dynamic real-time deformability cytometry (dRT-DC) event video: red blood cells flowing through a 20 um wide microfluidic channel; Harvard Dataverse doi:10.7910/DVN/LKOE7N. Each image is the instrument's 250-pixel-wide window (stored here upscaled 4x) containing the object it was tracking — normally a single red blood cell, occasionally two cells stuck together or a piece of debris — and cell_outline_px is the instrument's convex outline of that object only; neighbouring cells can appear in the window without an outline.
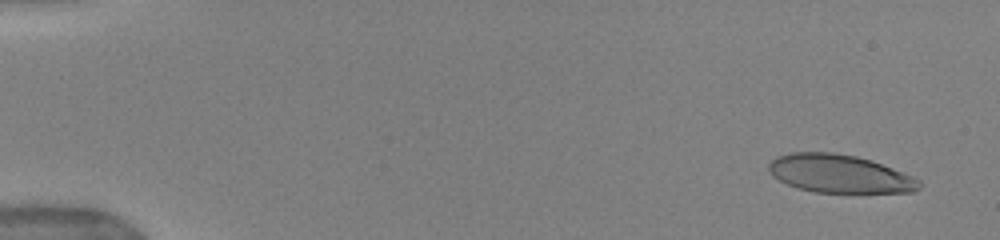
{"species": "human", "species_latin": "Homo sapiens", "temperature_condition": "warm", "stored_images_in_passage": 16, "camera_frame_rate_fps": 3000, "um_per_image_px": 0.085, "donor": {"sex": "female"}, "frame": {"image": 1, "passage_image": 3, "time_ms": 0.667, "image_size_px": [1000, 240], "cell_outline_px": [[920, 188], [912, 192], [816, 192], [796, 188], [772, 176], [768, 168], [768, 164], [776, 156], [792, 152], [832, 152], [856, 156], [872, 160], [912, 176], [920, 180]], "centroid_in_image_um": [71.33, 14.76], "position_along_channel_um": 13.7, "area_um2": 33.35}}